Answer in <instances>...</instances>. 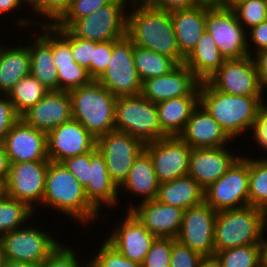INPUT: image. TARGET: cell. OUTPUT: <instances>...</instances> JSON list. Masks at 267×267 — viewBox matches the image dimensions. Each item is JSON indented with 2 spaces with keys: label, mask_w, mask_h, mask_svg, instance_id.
Returning a JSON list of instances; mask_svg holds the SVG:
<instances>
[{
  "label": "cell",
  "mask_w": 267,
  "mask_h": 267,
  "mask_svg": "<svg viewBox=\"0 0 267 267\" xmlns=\"http://www.w3.org/2000/svg\"><path fill=\"white\" fill-rule=\"evenodd\" d=\"M132 9L127 12L126 35L133 44L173 59L178 65L184 63L177 45L170 12L157 9L145 0L130 1Z\"/></svg>",
  "instance_id": "obj_1"
},
{
  "label": "cell",
  "mask_w": 267,
  "mask_h": 267,
  "mask_svg": "<svg viewBox=\"0 0 267 267\" xmlns=\"http://www.w3.org/2000/svg\"><path fill=\"white\" fill-rule=\"evenodd\" d=\"M264 97L233 96L213 88L207 81L200 83L199 103L234 141L244 132L252 131ZM247 130V131H246Z\"/></svg>",
  "instance_id": "obj_2"
},
{
  "label": "cell",
  "mask_w": 267,
  "mask_h": 267,
  "mask_svg": "<svg viewBox=\"0 0 267 267\" xmlns=\"http://www.w3.org/2000/svg\"><path fill=\"white\" fill-rule=\"evenodd\" d=\"M41 206L61 211L78 224H89L100 216V211L87 199L84 187L60 162L49 161Z\"/></svg>",
  "instance_id": "obj_3"
},
{
  "label": "cell",
  "mask_w": 267,
  "mask_h": 267,
  "mask_svg": "<svg viewBox=\"0 0 267 267\" xmlns=\"http://www.w3.org/2000/svg\"><path fill=\"white\" fill-rule=\"evenodd\" d=\"M267 212L251 205L218 211L215 221V252L252 244H263Z\"/></svg>",
  "instance_id": "obj_4"
},
{
  "label": "cell",
  "mask_w": 267,
  "mask_h": 267,
  "mask_svg": "<svg viewBox=\"0 0 267 267\" xmlns=\"http://www.w3.org/2000/svg\"><path fill=\"white\" fill-rule=\"evenodd\" d=\"M72 117L96 139L115 130L117 97L97 80L69 91Z\"/></svg>",
  "instance_id": "obj_5"
},
{
  "label": "cell",
  "mask_w": 267,
  "mask_h": 267,
  "mask_svg": "<svg viewBox=\"0 0 267 267\" xmlns=\"http://www.w3.org/2000/svg\"><path fill=\"white\" fill-rule=\"evenodd\" d=\"M114 115L115 130L132 135L144 145L168 137L160 126L156 103L142 94L117 97Z\"/></svg>",
  "instance_id": "obj_6"
},
{
  "label": "cell",
  "mask_w": 267,
  "mask_h": 267,
  "mask_svg": "<svg viewBox=\"0 0 267 267\" xmlns=\"http://www.w3.org/2000/svg\"><path fill=\"white\" fill-rule=\"evenodd\" d=\"M128 0H112L92 14L74 20L66 29L75 37L95 42L117 40L126 35Z\"/></svg>",
  "instance_id": "obj_7"
},
{
  "label": "cell",
  "mask_w": 267,
  "mask_h": 267,
  "mask_svg": "<svg viewBox=\"0 0 267 267\" xmlns=\"http://www.w3.org/2000/svg\"><path fill=\"white\" fill-rule=\"evenodd\" d=\"M134 44L127 36L113 40L111 59L97 81L116 97L135 96L142 92V81L134 65Z\"/></svg>",
  "instance_id": "obj_8"
},
{
  "label": "cell",
  "mask_w": 267,
  "mask_h": 267,
  "mask_svg": "<svg viewBox=\"0 0 267 267\" xmlns=\"http://www.w3.org/2000/svg\"><path fill=\"white\" fill-rule=\"evenodd\" d=\"M204 201L216 212L249 205V157L240 156L228 171L204 190Z\"/></svg>",
  "instance_id": "obj_9"
},
{
  "label": "cell",
  "mask_w": 267,
  "mask_h": 267,
  "mask_svg": "<svg viewBox=\"0 0 267 267\" xmlns=\"http://www.w3.org/2000/svg\"><path fill=\"white\" fill-rule=\"evenodd\" d=\"M205 29L225 59H240L249 55L248 50L252 48L249 47L247 31L240 25L232 9L206 6Z\"/></svg>",
  "instance_id": "obj_10"
},
{
  "label": "cell",
  "mask_w": 267,
  "mask_h": 267,
  "mask_svg": "<svg viewBox=\"0 0 267 267\" xmlns=\"http://www.w3.org/2000/svg\"><path fill=\"white\" fill-rule=\"evenodd\" d=\"M216 90L233 96L264 97L257 67L252 56L225 59L223 65L207 80Z\"/></svg>",
  "instance_id": "obj_11"
},
{
  "label": "cell",
  "mask_w": 267,
  "mask_h": 267,
  "mask_svg": "<svg viewBox=\"0 0 267 267\" xmlns=\"http://www.w3.org/2000/svg\"><path fill=\"white\" fill-rule=\"evenodd\" d=\"M6 260L44 263L60 245L49 233L38 227H22L0 236Z\"/></svg>",
  "instance_id": "obj_12"
},
{
  "label": "cell",
  "mask_w": 267,
  "mask_h": 267,
  "mask_svg": "<svg viewBox=\"0 0 267 267\" xmlns=\"http://www.w3.org/2000/svg\"><path fill=\"white\" fill-rule=\"evenodd\" d=\"M216 215L217 212L205 201L186 209L176 240L211 261L215 254Z\"/></svg>",
  "instance_id": "obj_13"
},
{
  "label": "cell",
  "mask_w": 267,
  "mask_h": 267,
  "mask_svg": "<svg viewBox=\"0 0 267 267\" xmlns=\"http://www.w3.org/2000/svg\"><path fill=\"white\" fill-rule=\"evenodd\" d=\"M144 144L132 135L112 130L99 137L96 148L103 155L111 180L119 188L126 180L136 157Z\"/></svg>",
  "instance_id": "obj_14"
},
{
  "label": "cell",
  "mask_w": 267,
  "mask_h": 267,
  "mask_svg": "<svg viewBox=\"0 0 267 267\" xmlns=\"http://www.w3.org/2000/svg\"><path fill=\"white\" fill-rule=\"evenodd\" d=\"M49 161L11 163L5 182L6 195L35 211L36 205L42 204Z\"/></svg>",
  "instance_id": "obj_15"
},
{
  "label": "cell",
  "mask_w": 267,
  "mask_h": 267,
  "mask_svg": "<svg viewBox=\"0 0 267 267\" xmlns=\"http://www.w3.org/2000/svg\"><path fill=\"white\" fill-rule=\"evenodd\" d=\"M159 183L188 174L192 148L179 136H170L145 144Z\"/></svg>",
  "instance_id": "obj_16"
},
{
  "label": "cell",
  "mask_w": 267,
  "mask_h": 267,
  "mask_svg": "<svg viewBox=\"0 0 267 267\" xmlns=\"http://www.w3.org/2000/svg\"><path fill=\"white\" fill-rule=\"evenodd\" d=\"M97 139L79 122L71 119L47 133V154L50 161L82 155L96 148Z\"/></svg>",
  "instance_id": "obj_17"
},
{
  "label": "cell",
  "mask_w": 267,
  "mask_h": 267,
  "mask_svg": "<svg viewBox=\"0 0 267 267\" xmlns=\"http://www.w3.org/2000/svg\"><path fill=\"white\" fill-rule=\"evenodd\" d=\"M200 83L185 64H180L167 75L145 80L141 94L153 103L180 96H199Z\"/></svg>",
  "instance_id": "obj_18"
},
{
  "label": "cell",
  "mask_w": 267,
  "mask_h": 267,
  "mask_svg": "<svg viewBox=\"0 0 267 267\" xmlns=\"http://www.w3.org/2000/svg\"><path fill=\"white\" fill-rule=\"evenodd\" d=\"M3 145L10 164L49 160L47 133L28 125L22 118L11 127Z\"/></svg>",
  "instance_id": "obj_19"
},
{
  "label": "cell",
  "mask_w": 267,
  "mask_h": 267,
  "mask_svg": "<svg viewBox=\"0 0 267 267\" xmlns=\"http://www.w3.org/2000/svg\"><path fill=\"white\" fill-rule=\"evenodd\" d=\"M16 21L20 27L25 28L28 25L34 27L36 24L43 30L40 32L42 34L33 39L34 43L31 42L28 46L31 55L30 74L36 77L49 91H58L57 68L52 56V24H48L44 20L43 23L41 21L33 23L27 17L25 19L20 17Z\"/></svg>",
  "instance_id": "obj_20"
},
{
  "label": "cell",
  "mask_w": 267,
  "mask_h": 267,
  "mask_svg": "<svg viewBox=\"0 0 267 267\" xmlns=\"http://www.w3.org/2000/svg\"><path fill=\"white\" fill-rule=\"evenodd\" d=\"M130 204V211L155 237L176 239L182 226L184 210L158 200Z\"/></svg>",
  "instance_id": "obj_21"
},
{
  "label": "cell",
  "mask_w": 267,
  "mask_h": 267,
  "mask_svg": "<svg viewBox=\"0 0 267 267\" xmlns=\"http://www.w3.org/2000/svg\"><path fill=\"white\" fill-rule=\"evenodd\" d=\"M106 239L127 259L142 264L155 236L130 212Z\"/></svg>",
  "instance_id": "obj_22"
},
{
  "label": "cell",
  "mask_w": 267,
  "mask_h": 267,
  "mask_svg": "<svg viewBox=\"0 0 267 267\" xmlns=\"http://www.w3.org/2000/svg\"><path fill=\"white\" fill-rule=\"evenodd\" d=\"M20 118L45 133L70 121L73 117L69 91H49Z\"/></svg>",
  "instance_id": "obj_23"
},
{
  "label": "cell",
  "mask_w": 267,
  "mask_h": 267,
  "mask_svg": "<svg viewBox=\"0 0 267 267\" xmlns=\"http://www.w3.org/2000/svg\"><path fill=\"white\" fill-rule=\"evenodd\" d=\"M226 146L192 149L188 175L204 190L224 175L240 157Z\"/></svg>",
  "instance_id": "obj_24"
},
{
  "label": "cell",
  "mask_w": 267,
  "mask_h": 267,
  "mask_svg": "<svg viewBox=\"0 0 267 267\" xmlns=\"http://www.w3.org/2000/svg\"><path fill=\"white\" fill-rule=\"evenodd\" d=\"M84 189L87 199L98 211H101L99 209L102 205L113 208L118 204L119 188L111 180L104 157L97 148L87 152L86 187Z\"/></svg>",
  "instance_id": "obj_25"
},
{
  "label": "cell",
  "mask_w": 267,
  "mask_h": 267,
  "mask_svg": "<svg viewBox=\"0 0 267 267\" xmlns=\"http://www.w3.org/2000/svg\"><path fill=\"white\" fill-rule=\"evenodd\" d=\"M179 137L192 149L224 147L232 141L200 103Z\"/></svg>",
  "instance_id": "obj_26"
},
{
  "label": "cell",
  "mask_w": 267,
  "mask_h": 267,
  "mask_svg": "<svg viewBox=\"0 0 267 267\" xmlns=\"http://www.w3.org/2000/svg\"><path fill=\"white\" fill-rule=\"evenodd\" d=\"M181 55L186 58L197 45L206 30V6L197 5L192 8L170 12Z\"/></svg>",
  "instance_id": "obj_27"
},
{
  "label": "cell",
  "mask_w": 267,
  "mask_h": 267,
  "mask_svg": "<svg viewBox=\"0 0 267 267\" xmlns=\"http://www.w3.org/2000/svg\"><path fill=\"white\" fill-rule=\"evenodd\" d=\"M159 182L154 172L153 161L144 149L134 160L129 174L119 189L141 196V201L154 200L157 197ZM127 190V191H126Z\"/></svg>",
  "instance_id": "obj_28"
},
{
  "label": "cell",
  "mask_w": 267,
  "mask_h": 267,
  "mask_svg": "<svg viewBox=\"0 0 267 267\" xmlns=\"http://www.w3.org/2000/svg\"><path fill=\"white\" fill-rule=\"evenodd\" d=\"M198 104L199 96H180L156 103L162 131L168 137L179 136Z\"/></svg>",
  "instance_id": "obj_29"
},
{
  "label": "cell",
  "mask_w": 267,
  "mask_h": 267,
  "mask_svg": "<svg viewBox=\"0 0 267 267\" xmlns=\"http://www.w3.org/2000/svg\"><path fill=\"white\" fill-rule=\"evenodd\" d=\"M28 46L8 48L0 43V94H8L23 77L30 75Z\"/></svg>",
  "instance_id": "obj_30"
},
{
  "label": "cell",
  "mask_w": 267,
  "mask_h": 267,
  "mask_svg": "<svg viewBox=\"0 0 267 267\" xmlns=\"http://www.w3.org/2000/svg\"><path fill=\"white\" fill-rule=\"evenodd\" d=\"M156 200L184 211L204 201V189L188 174L159 184Z\"/></svg>",
  "instance_id": "obj_31"
},
{
  "label": "cell",
  "mask_w": 267,
  "mask_h": 267,
  "mask_svg": "<svg viewBox=\"0 0 267 267\" xmlns=\"http://www.w3.org/2000/svg\"><path fill=\"white\" fill-rule=\"evenodd\" d=\"M211 34L206 30L192 52L184 59V63L201 81H207L224 63Z\"/></svg>",
  "instance_id": "obj_32"
},
{
  "label": "cell",
  "mask_w": 267,
  "mask_h": 267,
  "mask_svg": "<svg viewBox=\"0 0 267 267\" xmlns=\"http://www.w3.org/2000/svg\"><path fill=\"white\" fill-rule=\"evenodd\" d=\"M134 65L142 83L150 78L169 74L178 64L171 58L134 45Z\"/></svg>",
  "instance_id": "obj_33"
},
{
  "label": "cell",
  "mask_w": 267,
  "mask_h": 267,
  "mask_svg": "<svg viewBox=\"0 0 267 267\" xmlns=\"http://www.w3.org/2000/svg\"><path fill=\"white\" fill-rule=\"evenodd\" d=\"M49 90L33 75L19 80L7 94L13 103L15 112L21 117L32 106H35Z\"/></svg>",
  "instance_id": "obj_34"
},
{
  "label": "cell",
  "mask_w": 267,
  "mask_h": 267,
  "mask_svg": "<svg viewBox=\"0 0 267 267\" xmlns=\"http://www.w3.org/2000/svg\"><path fill=\"white\" fill-rule=\"evenodd\" d=\"M211 262L215 267H260L263 264V244L217 251Z\"/></svg>",
  "instance_id": "obj_35"
},
{
  "label": "cell",
  "mask_w": 267,
  "mask_h": 267,
  "mask_svg": "<svg viewBox=\"0 0 267 267\" xmlns=\"http://www.w3.org/2000/svg\"><path fill=\"white\" fill-rule=\"evenodd\" d=\"M35 211L26 203L4 195L0 198V236L25 227Z\"/></svg>",
  "instance_id": "obj_36"
},
{
  "label": "cell",
  "mask_w": 267,
  "mask_h": 267,
  "mask_svg": "<svg viewBox=\"0 0 267 267\" xmlns=\"http://www.w3.org/2000/svg\"><path fill=\"white\" fill-rule=\"evenodd\" d=\"M249 205L267 212V157H249Z\"/></svg>",
  "instance_id": "obj_37"
},
{
  "label": "cell",
  "mask_w": 267,
  "mask_h": 267,
  "mask_svg": "<svg viewBox=\"0 0 267 267\" xmlns=\"http://www.w3.org/2000/svg\"><path fill=\"white\" fill-rule=\"evenodd\" d=\"M112 0H72L65 12L52 23L56 28H67L74 20L88 16Z\"/></svg>",
  "instance_id": "obj_38"
},
{
  "label": "cell",
  "mask_w": 267,
  "mask_h": 267,
  "mask_svg": "<svg viewBox=\"0 0 267 267\" xmlns=\"http://www.w3.org/2000/svg\"><path fill=\"white\" fill-rule=\"evenodd\" d=\"M233 11L240 25L248 32L249 28L267 20V0H249L238 4Z\"/></svg>",
  "instance_id": "obj_39"
},
{
  "label": "cell",
  "mask_w": 267,
  "mask_h": 267,
  "mask_svg": "<svg viewBox=\"0 0 267 267\" xmlns=\"http://www.w3.org/2000/svg\"><path fill=\"white\" fill-rule=\"evenodd\" d=\"M57 68L58 91H70L71 89L89 84L93 79L87 69L78 65L75 61L66 65H55Z\"/></svg>",
  "instance_id": "obj_40"
},
{
  "label": "cell",
  "mask_w": 267,
  "mask_h": 267,
  "mask_svg": "<svg viewBox=\"0 0 267 267\" xmlns=\"http://www.w3.org/2000/svg\"><path fill=\"white\" fill-rule=\"evenodd\" d=\"M89 263L90 267H141V264L124 257L107 240H104L100 250Z\"/></svg>",
  "instance_id": "obj_41"
},
{
  "label": "cell",
  "mask_w": 267,
  "mask_h": 267,
  "mask_svg": "<svg viewBox=\"0 0 267 267\" xmlns=\"http://www.w3.org/2000/svg\"><path fill=\"white\" fill-rule=\"evenodd\" d=\"M52 56L55 65L74 62L71 51V33L66 28H56L52 24Z\"/></svg>",
  "instance_id": "obj_42"
},
{
  "label": "cell",
  "mask_w": 267,
  "mask_h": 267,
  "mask_svg": "<svg viewBox=\"0 0 267 267\" xmlns=\"http://www.w3.org/2000/svg\"><path fill=\"white\" fill-rule=\"evenodd\" d=\"M173 238L156 237L141 267H170Z\"/></svg>",
  "instance_id": "obj_43"
},
{
  "label": "cell",
  "mask_w": 267,
  "mask_h": 267,
  "mask_svg": "<svg viewBox=\"0 0 267 267\" xmlns=\"http://www.w3.org/2000/svg\"><path fill=\"white\" fill-rule=\"evenodd\" d=\"M206 262L200 254L173 239L170 267H203Z\"/></svg>",
  "instance_id": "obj_44"
},
{
  "label": "cell",
  "mask_w": 267,
  "mask_h": 267,
  "mask_svg": "<svg viewBox=\"0 0 267 267\" xmlns=\"http://www.w3.org/2000/svg\"><path fill=\"white\" fill-rule=\"evenodd\" d=\"M72 0H34L29 7L36 15L48 18V24L54 23L70 6Z\"/></svg>",
  "instance_id": "obj_45"
},
{
  "label": "cell",
  "mask_w": 267,
  "mask_h": 267,
  "mask_svg": "<svg viewBox=\"0 0 267 267\" xmlns=\"http://www.w3.org/2000/svg\"><path fill=\"white\" fill-rule=\"evenodd\" d=\"M70 247L62 243L44 261L43 267H90V263L79 262L77 255ZM81 265V266H80Z\"/></svg>",
  "instance_id": "obj_46"
},
{
  "label": "cell",
  "mask_w": 267,
  "mask_h": 267,
  "mask_svg": "<svg viewBox=\"0 0 267 267\" xmlns=\"http://www.w3.org/2000/svg\"><path fill=\"white\" fill-rule=\"evenodd\" d=\"M113 41L99 42L94 48V55L89 66V75L97 80L106 70L111 59Z\"/></svg>",
  "instance_id": "obj_47"
},
{
  "label": "cell",
  "mask_w": 267,
  "mask_h": 267,
  "mask_svg": "<svg viewBox=\"0 0 267 267\" xmlns=\"http://www.w3.org/2000/svg\"><path fill=\"white\" fill-rule=\"evenodd\" d=\"M99 42L77 38L71 34V51L74 61L87 69L94 55V48Z\"/></svg>",
  "instance_id": "obj_48"
},
{
  "label": "cell",
  "mask_w": 267,
  "mask_h": 267,
  "mask_svg": "<svg viewBox=\"0 0 267 267\" xmlns=\"http://www.w3.org/2000/svg\"><path fill=\"white\" fill-rule=\"evenodd\" d=\"M0 94V144L4 143L7 133L11 127L20 119V116L15 112L13 103L8 98L7 94Z\"/></svg>",
  "instance_id": "obj_49"
},
{
  "label": "cell",
  "mask_w": 267,
  "mask_h": 267,
  "mask_svg": "<svg viewBox=\"0 0 267 267\" xmlns=\"http://www.w3.org/2000/svg\"><path fill=\"white\" fill-rule=\"evenodd\" d=\"M70 171L81 185L86 187L87 153L67 158L61 162Z\"/></svg>",
  "instance_id": "obj_50"
},
{
  "label": "cell",
  "mask_w": 267,
  "mask_h": 267,
  "mask_svg": "<svg viewBox=\"0 0 267 267\" xmlns=\"http://www.w3.org/2000/svg\"><path fill=\"white\" fill-rule=\"evenodd\" d=\"M252 132L254 139L260 148L267 150V104H263L258 112L257 120L254 123Z\"/></svg>",
  "instance_id": "obj_51"
},
{
  "label": "cell",
  "mask_w": 267,
  "mask_h": 267,
  "mask_svg": "<svg viewBox=\"0 0 267 267\" xmlns=\"http://www.w3.org/2000/svg\"><path fill=\"white\" fill-rule=\"evenodd\" d=\"M249 30L248 35L250 37L248 36L247 39L251 40V42H248L254 43V46H256L254 50H248L249 55L253 56L254 52L257 53L267 49V20Z\"/></svg>",
  "instance_id": "obj_52"
},
{
  "label": "cell",
  "mask_w": 267,
  "mask_h": 267,
  "mask_svg": "<svg viewBox=\"0 0 267 267\" xmlns=\"http://www.w3.org/2000/svg\"><path fill=\"white\" fill-rule=\"evenodd\" d=\"M149 5L172 12L176 10L188 9L197 6L195 0H145Z\"/></svg>",
  "instance_id": "obj_53"
},
{
  "label": "cell",
  "mask_w": 267,
  "mask_h": 267,
  "mask_svg": "<svg viewBox=\"0 0 267 267\" xmlns=\"http://www.w3.org/2000/svg\"><path fill=\"white\" fill-rule=\"evenodd\" d=\"M258 72V78L262 88L267 87V49L254 53L252 56Z\"/></svg>",
  "instance_id": "obj_54"
},
{
  "label": "cell",
  "mask_w": 267,
  "mask_h": 267,
  "mask_svg": "<svg viewBox=\"0 0 267 267\" xmlns=\"http://www.w3.org/2000/svg\"><path fill=\"white\" fill-rule=\"evenodd\" d=\"M10 162L3 144H0V180L6 182Z\"/></svg>",
  "instance_id": "obj_55"
},
{
  "label": "cell",
  "mask_w": 267,
  "mask_h": 267,
  "mask_svg": "<svg viewBox=\"0 0 267 267\" xmlns=\"http://www.w3.org/2000/svg\"><path fill=\"white\" fill-rule=\"evenodd\" d=\"M26 0H0V14L10 13L14 10H20ZM21 6V7H20Z\"/></svg>",
  "instance_id": "obj_56"
},
{
  "label": "cell",
  "mask_w": 267,
  "mask_h": 267,
  "mask_svg": "<svg viewBox=\"0 0 267 267\" xmlns=\"http://www.w3.org/2000/svg\"><path fill=\"white\" fill-rule=\"evenodd\" d=\"M4 267H43V263H27L6 260Z\"/></svg>",
  "instance_id": "obj_57"
},
{
  "label": "cell",
  "mask_w": 267,
  "mask_h": 267,
  "mask_svg": "<svg viewBox=\"0 0 267 267\" xmlns=\"http://www.w3.org/2000/svg\"><path fill=\"white\" fill-rule=\"evenodd\" d=\"M226 0H195L197 5H203L207 7H225Z\"/></svg>",
  "instance_id": "obj_58"
},
{
  "label": "cell",
  "mask_w": 267,
  "mask_h": 267,
  "mask_svg": "<svg viewBox=\"0 0 267 267\" xmlns=\"http://www.w3.org/2000/svg\"><path fill=\"white\" fill-rule=\"evenodd\" d=\"M249 0H226L225 7L234 9L238 4L248 2Z\"/></svg>",
  "instance_id": "obj_59"
},
{
  "label": "cell",
  "mask_w": 267,
  "mask_h": 267,
  "mask_svg": "<svg viewBox=\"0 0 267 267\" xmlns=\"http://www.w3.org/2000/svg\"><path fill=\"white\" fill-rule=\"evenodd\" d=\"M5 261H6L5 252L3 249L2 241L0 239V267H4Z\"/></svg>",
  "instance_id": "obj_60"
},
{
  "label": "cell",
  "mask_w": 267,
  "mask_h": 267,
  "mask_svg": "<svg viewBox=\"0 0 267 267\" xmlns=\"http://www.w3.org/2000/svg\"><path fill=\"white\" fill-rule=\"evenodd\" d=\"M263 263L267 267V240L263 243Z\"/></svg>",
  "instance_id": "obj_61"
},
{
  "label": "cell",
  "mask_w": 267,
  "mask_h": 267,
  "mask_svg": "<svg viewBox=\"0 0 267 267\" xmlns=\"http://www.w3.org/2000/svg\"><path fill=\"white\" fill-rule=\"evenodd\" d=\"M6 194L5 183L0 180V198Z\"/></svg>",
  "instance_id": "obj_62"
},
{
  "label": "cell",
  "mask_w": 267,
  "mask_h": 267,
  "mask_svg": "<svg viewBox=\"0 0 267 267\" xmlns=\"http://www.w3.org/2000/svg\"><path fill=\"white\" fill-rule=\"evenodd\" d=\"M203 267H215L211 261H207Z\"/></svg>",
  "instance_id": "obj_63"
},
{
  "label": "cell",
  "mask_w": 267,
  "mask_h": 267,
  "mask_svg": "<svg viewBox=\"0 0 267 267\" xmlns=\"http://www.w3.org/2000/svg\"><path fill=\"white\" fill-rule=\"evenodd\" d=\"M27 1V5L29 6L34 0H26Z\"/></svg>",
  "instance_id": "obj_64"
}]
</instances>
